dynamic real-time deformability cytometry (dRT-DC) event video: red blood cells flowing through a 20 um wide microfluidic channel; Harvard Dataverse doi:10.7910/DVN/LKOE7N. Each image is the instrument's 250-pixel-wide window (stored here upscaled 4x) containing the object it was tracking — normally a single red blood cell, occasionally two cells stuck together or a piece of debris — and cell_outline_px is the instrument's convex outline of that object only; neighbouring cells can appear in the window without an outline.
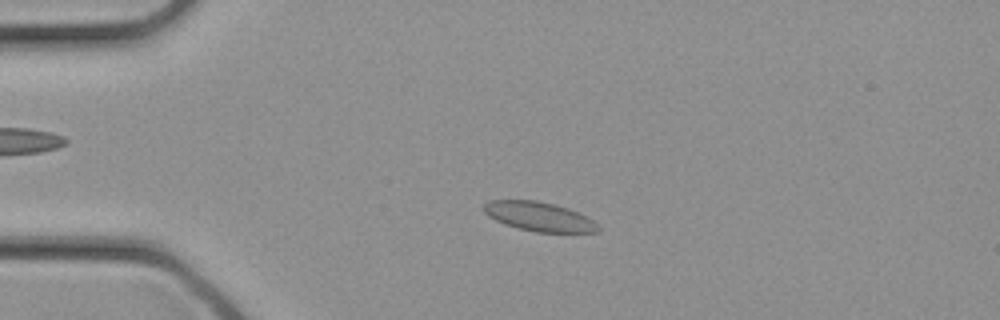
{"species": "common noctule bat (a hibernating species)", "species_latin": "Nyctalus noctula", "temperature_condition": "cold", "stored_images_in_passage": 31, "camera_frame_rate_fps": 3000, "um_per_image_px": 0.085, "animal": {"sex": "female", "body_mass_g": 21.9}, "frame": {"image": 1, "passage_image": 6, "time_ms": 1.667, "image_size_px": [1000, 320], "cell_outline_px": [[600, 232], [536, 232], [504, 224], [488, 216], [484, 212], [484, 204], [488, 200], [536, 200], [568, 208], [592, 220], [600, 228]], "centroid_in_image_um": [45.79, 18.4], "position_along_channel_um": 39.2, "area_um2": 19.19}}
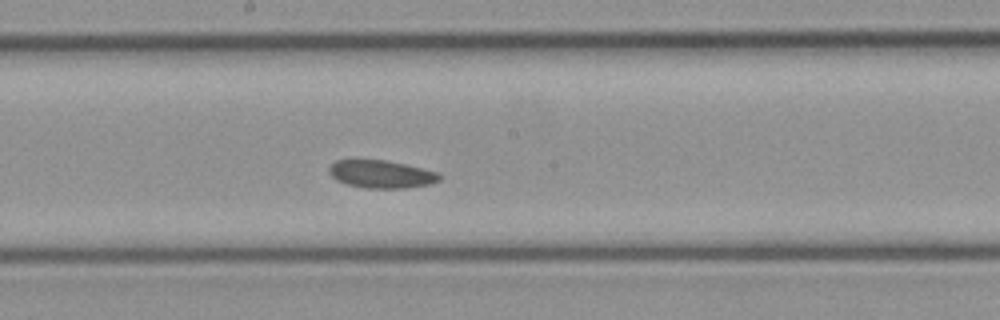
{"frame": {"image": 2, "passage_image": 16, "time_ms": 5.0, "image_size_px": [1000, 320], "cell_outline_px": [[440, 180], [432, 184], [404, 188], [364, 188], [348, 184], [336, 180], [328, 172], [328, 168], [336, 160], [384, 160], [404, 164], [440, 172]], "centroid_in_image_um": [32.43, 14.81], "position_along_channel_um": 215.8, "area_um2": 17.86}}
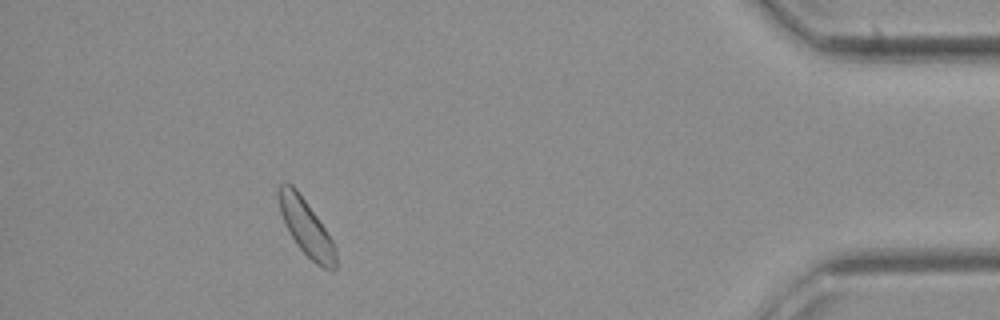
{"frame": {"image": 3, "passage_image": 28, "time_ms": 9.0, "image_size_px": [1000, 320], "cell_outline_px": [[336, 268], [332, 272], [316, 264], [296, 244], [280, 212], [276, 192], [280, 184], [284, 180], [292, 184], [296, 188], [316, 216], [332, 240], [336, 248]], "centroid_in_image_um": [26.01, 19.31], "position_along_channel_um": 409.2, "area_um2": 18.5}}